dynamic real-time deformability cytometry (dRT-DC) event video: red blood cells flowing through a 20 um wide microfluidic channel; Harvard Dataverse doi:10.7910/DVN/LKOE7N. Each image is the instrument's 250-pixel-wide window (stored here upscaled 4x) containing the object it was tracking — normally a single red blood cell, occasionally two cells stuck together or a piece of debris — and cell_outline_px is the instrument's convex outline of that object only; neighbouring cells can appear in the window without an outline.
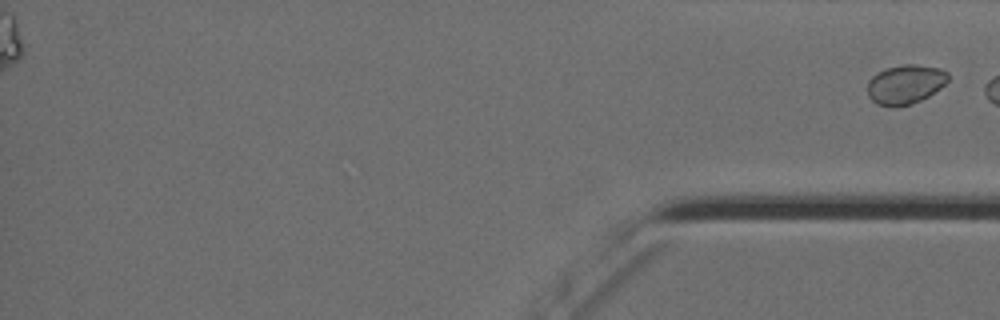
{"species": "Egyptian fruit bat (a non-hibernating species)", "species_latin": "Rousettus aegyptiacus", "temperature_condition": "cold", "stored_images_in_passage": 50, "segment_of_instrument_passage": [2, 2], "camera_frame_rate_fps": 3000, "um_per_image_px": 0.085, "animal": {"sex": "female"}, "frame": {"image": 1, "passage_image": 50, "time_ms": 16.333, "image_size_px": [1000, 320], "cell_outline_px": [[948, 80], [940, 88], [928, 96], [912, 104], [892, 108], [876, 104], [868, 96], [868, 80], [872, 76], [884, 68], [904, 64], [912, 64], [940, 68], [948, 72]], "centroid_in_image_um": [76.93, 7.18], "position_along_channel_um": 358.3, "area_um2": 18.61}}